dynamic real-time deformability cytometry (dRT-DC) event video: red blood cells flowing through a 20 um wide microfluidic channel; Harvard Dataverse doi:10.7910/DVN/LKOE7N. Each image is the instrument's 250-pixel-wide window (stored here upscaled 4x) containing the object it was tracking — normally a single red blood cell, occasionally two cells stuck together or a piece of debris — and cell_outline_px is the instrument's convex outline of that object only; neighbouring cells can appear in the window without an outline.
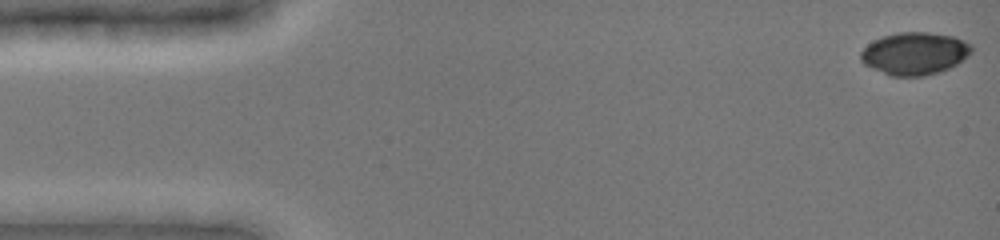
{"species": "common noctule bat (a hibernating species)", "species_latin": "Nyctalus noctula", "temperature_condition": "cold", "stored_images_in_passage": 9, "camera_frame_rate_fps": 3000, "um_per_image_px": 0.085, "animal": {"sex": "female", "body_mass_g": 19.0, "forearm_length_mm": 51.5}, "frame": {"image": 1, "passage_image": 1, "time_ms": 0.0, "image_size_px": [1000, 240], "cell_outline_px": [[972, 52], [968, 56], [956, 64], [940, 72], [924, 76], [892, 76], [872, 68], [864, 64], [860, 60], [860, 52], [868, 44], [884, 36], [896, 32], [928, 32], [952, 36], [964, 40], [972, 44]], "centroid_in_image_um": [77.76, 4.54], "position_along_channel_um": 7.2, "area_um2": 27.4}}
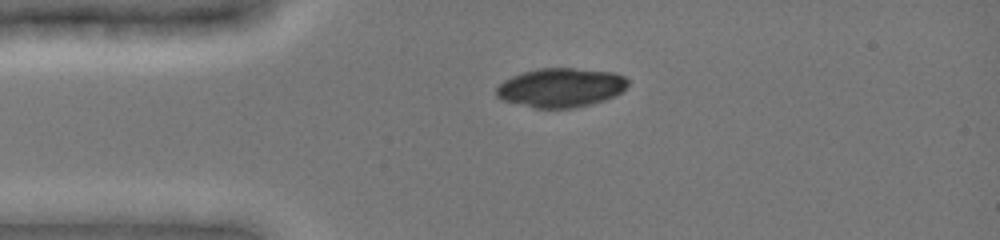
{"frame": {"image": 2, "passage_image": 7, "time_ms": 3.333, "image_size_px": [1000, 240], "cell_outline_px": [[628, 84], [616, 96], [604, 100], [572, 108], [532, 108], [504, 100], [496, 96], [496, 88], [504, 80], [512, 76], [524, 72], [540, 68], [572, 68], [616, 72], [624, 76], [628, 80]], "centroid_in_image_um": [47.67, 7.44], "position_along_channel_um": 37.3, "area_um2": 29.88}}